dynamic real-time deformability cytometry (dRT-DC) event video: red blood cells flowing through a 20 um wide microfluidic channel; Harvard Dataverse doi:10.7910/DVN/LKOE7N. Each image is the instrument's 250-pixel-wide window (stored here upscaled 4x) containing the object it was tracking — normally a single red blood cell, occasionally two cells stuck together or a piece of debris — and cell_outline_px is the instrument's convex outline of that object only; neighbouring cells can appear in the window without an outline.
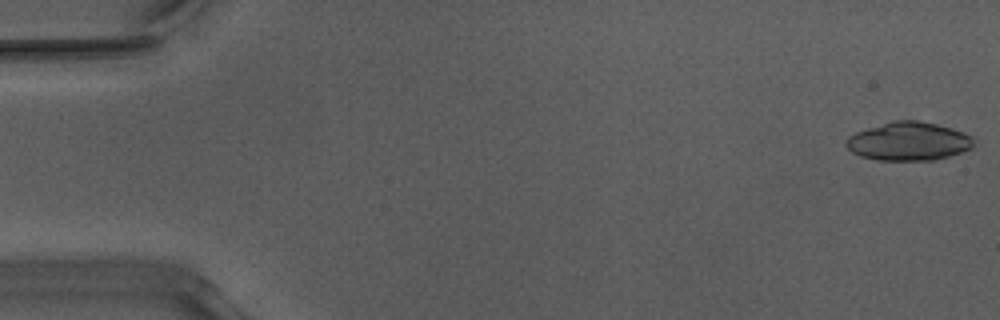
{"species": "Egyptian fruit bat (a non-hibernating species)", "species_latin": "Rousettus aegyptiacus", "temperature_condition": "warm", "stored_images_in_passage": 52, "segment_of_instrument_passage": [1, 2], "camera_frame_rate_fps": 3000, "um_per_image_px": 0.085, "animal": {"sex": "male"}, "frame": {"image": 1, "passage_image": 1, "time_ms": 0.0, "image_size_px": [1000, 320], "cell_outline_px": [[976, 140], [972, 148], [936, 160], [876, 160], [860, 156], [852, 152], [844, 144], [844, 140], [848, 136], [856, 132], [892, 120], [916, 120], [936, 124], [952, 128], [964, 132], [972, 136]], "centroid_in_image_um": [77.23, 12.01], "position_along_channel_um": 7.8, "area_um2": 28.78}}
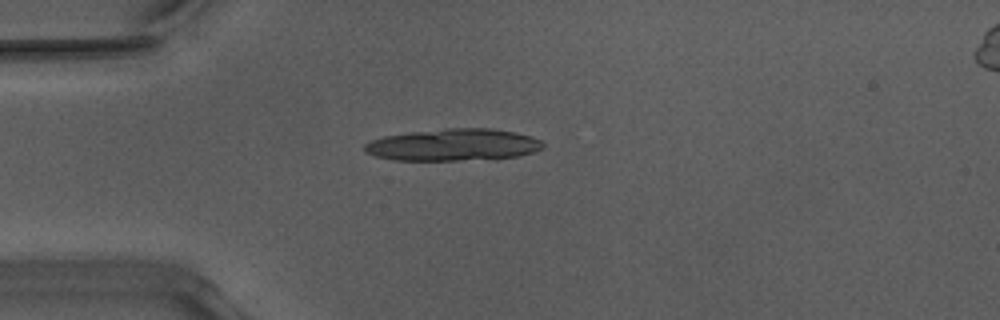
{"frame": {"image": 2, "passage_image": 14, "time_ms": 4.333, "image_size_px": [1000, 320], "cell_outline_px": [[544, 148], [520, 156], [456, 160], [392, 160], [376, 156], [364, 152], [364, 144], [372, 140], [384, 136], [412, 132], [448, 128], [492, 128], [532, 136], [540, 140], [544, 144]], "centroid_in_image_um": [38.52, 12.31], "position_along_channel_um": 46.5, "area_um2": 33.0}}